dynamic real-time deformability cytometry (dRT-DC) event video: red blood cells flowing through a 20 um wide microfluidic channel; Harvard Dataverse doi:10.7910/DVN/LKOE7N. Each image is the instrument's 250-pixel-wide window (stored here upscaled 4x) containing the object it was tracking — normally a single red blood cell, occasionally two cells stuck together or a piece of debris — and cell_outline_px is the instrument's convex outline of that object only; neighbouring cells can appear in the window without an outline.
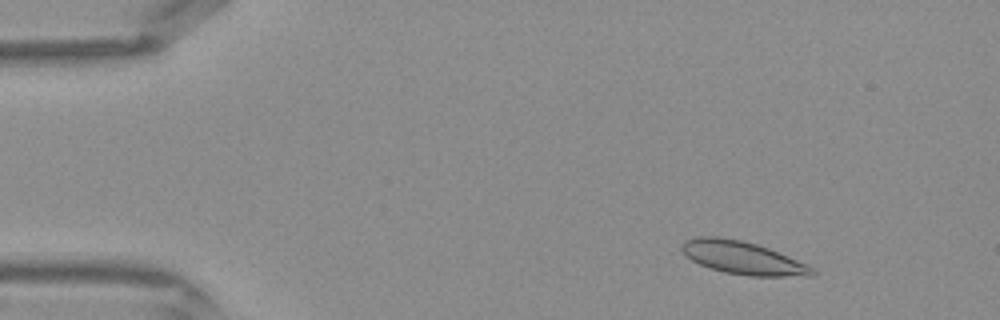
{"species": "Egyptian fruit bat (a non-hibernating species)", "species_latin": "Rousettus aegyptiacus", "temperature_condition": "warm", "stored_images_in_passage": 43, "camera_frame_rate_fps": 3000, "um_per_image_px": 0.085, "frame": {"image": 1, "passage_image": 6, "time_ms": 1.667, "image_size_px": [1000, 320], "cell_outline_px": [[816, 272], [812, 276], [748, 276], [724, 272], [700, 264], [684, 256], [680, 248], [680, 244], [684, 240], [696, 236], [716, 236], [740, 240], [756, 244], [768, 248], [808, 264], [816, 268]], "centroid_in_image_um": [63.11, 21.91], "position_along_channel_um": 21.9, "area_um2": 25.2}}
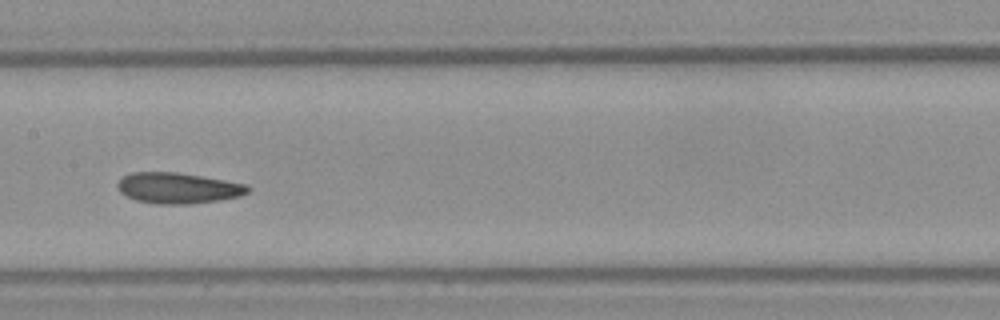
{"frame": {"image": 2, "passage_image": 22, "time_ms": 7.0, "image_size_px": [1000, 320], "cell_outline_px": [[252, 188], [248, 192], [240, 196], [220, 200], [188, 204], [156, 204], [136, 200], [120, 192], [116, 184], [124, 176], [132, 172], [176, 172], [248, 184]], "centroid_in_image_um": [15.15, 15.99], "position_along_channel_um": 192.2, "area_um2": 23.35}}
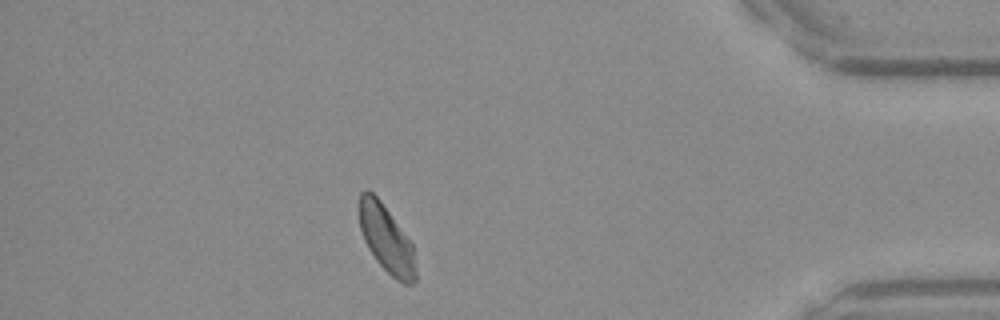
{"frame": {"image": 3, "passage_image": 38, "time_ms": 12.333, "image_size_px": [1000, 320], "cell_outline_px": [[416, 280], [412, 284], [404, 284], [396, 280], [376, 260], [368, 248], [364, 240], [360, 228], [360, 192], [364, 188], [368, 188], [380, 200], [412, 244], [416, 268]], "centroid_in_image_um": [32.84, 20.32], "position_along_channel_um": 402.4, "area_um2": 21.91}}